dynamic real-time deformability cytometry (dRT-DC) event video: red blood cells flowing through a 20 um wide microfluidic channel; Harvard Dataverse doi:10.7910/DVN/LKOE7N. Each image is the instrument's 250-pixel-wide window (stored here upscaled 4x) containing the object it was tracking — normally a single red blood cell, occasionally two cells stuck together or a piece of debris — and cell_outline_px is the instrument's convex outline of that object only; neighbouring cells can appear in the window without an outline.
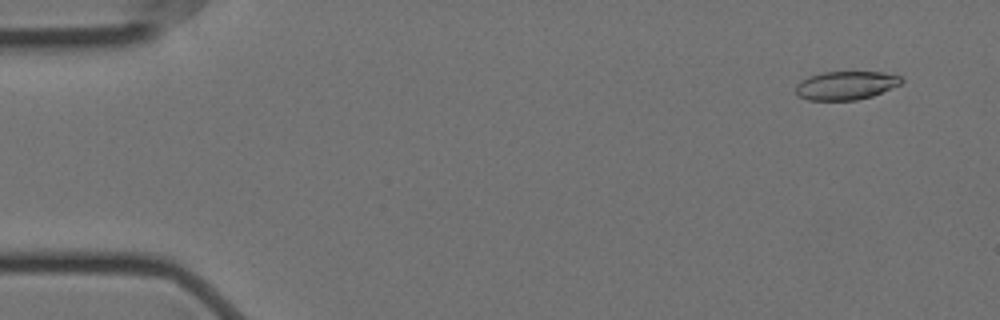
{"species": "Egyptian fruit bat (a non-hibernating species)", "species_latin": "Rousettus aegyptiacus", "temperature_condition": "cold", "stored_images_in_passage": 7, "camera_frame_rate_fps": 3000, "um_per_image_px": 0.085, "animal": {"sex": "female"}, "frame": {"image": 1, "passage_image": 1, "time_ms": 0.0, "image_size_px": [1000, 320], "cell_outline_px": [[904, 80], [900, 84], [872, 96], [856, 100], [808, 100], [800, 96], [796, 92], [796, 84], [800, 80], [808, 76], [824, 72], [884, 72], [900, 76]], "centroid_in_image_um": [71.89, 7.25], "position_along_channel_um": 13.1, "area_um2": 17.51}}
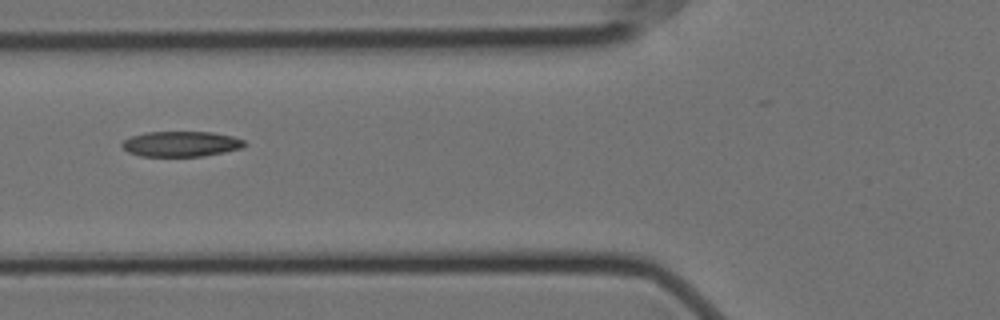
{"frame": {"image": 2, "passage_image": 6, "time_ms": 1.667, "image_size_px": [1000, 320], "cell_outline_px": [[244, 144], [240, 148], [224, 152], [204, 156], [140, 156], [128, 152], [120, 144], [128, 136], [144, 132], [212, 132], [232, 136], [244, 140]], "centroid_in_image_um": [15.33, 12.23], "position_along_channel_um": 110.5, "area_um2": 18.09}}
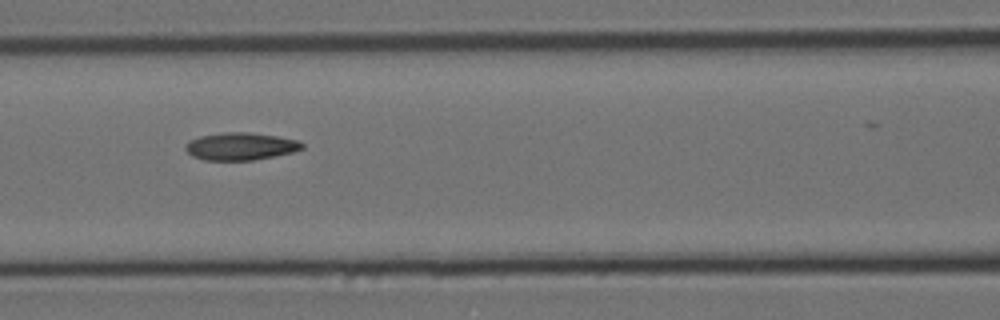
{"frame": {"image": 3, "passage_image": 7, "time_ms": 2.0, "image_size_px": [1000, 320], "cell_outline_px": [[304, 148], [292, 152], [252, 160], [204, 160], [192, 156], [184, 148], [184, 144], [188, 140], [200, 136], [224, 132], [248, 132], [276, 136], [296, 140], [304, 144]], "centroid_in_image_um": [20.39, 12.43], "position_along_channel_um": 146.2, "area_um2": 18.61}}